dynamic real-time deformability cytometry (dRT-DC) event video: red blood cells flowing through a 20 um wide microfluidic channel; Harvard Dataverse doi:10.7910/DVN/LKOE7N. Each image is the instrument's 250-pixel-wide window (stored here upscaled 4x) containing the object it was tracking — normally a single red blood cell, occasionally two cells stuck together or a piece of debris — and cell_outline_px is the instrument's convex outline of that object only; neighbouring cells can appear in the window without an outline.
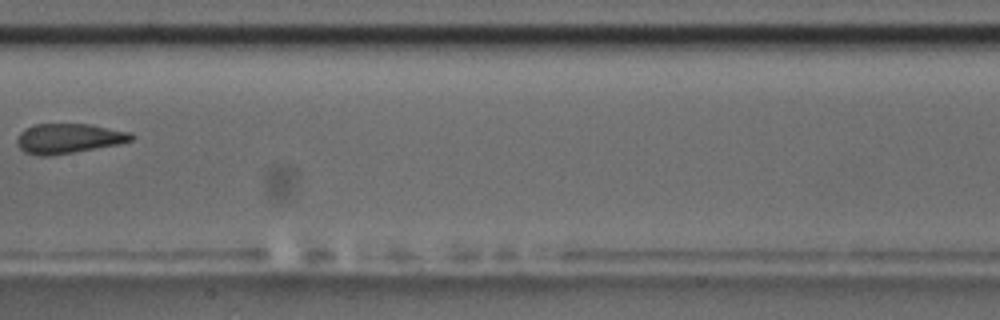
{"species": "common noctule bat (a hibernating species)", "species_latin": "Nyctalus noctula", "temperature_condition": "room temperature", "stored_images_in_passage": 9, "camera_frame_rate_fps": 3000, "um_per_image_px": 0.085, "animal": {"sex": "male", "body_mass_g": 17.5, "forearm_length_mm": 52.3}, "frame": {"image": 1, "passage_image": 8, "time_ms": 8.0, "image_size_px": [1000, 320], "cell_outline_px": [[136, 136], [132, 140], [120, 144], [48, 156], [40, 156], [24, 152], [16, 144], [16, 140], [20, 132], [24, 128], [32, 124], [92, 124], [132, 132]], "centroid_in_image_um": [5.84, 11.75], "position_along_channel_um": 201.6, "area_um2": 20.11}}